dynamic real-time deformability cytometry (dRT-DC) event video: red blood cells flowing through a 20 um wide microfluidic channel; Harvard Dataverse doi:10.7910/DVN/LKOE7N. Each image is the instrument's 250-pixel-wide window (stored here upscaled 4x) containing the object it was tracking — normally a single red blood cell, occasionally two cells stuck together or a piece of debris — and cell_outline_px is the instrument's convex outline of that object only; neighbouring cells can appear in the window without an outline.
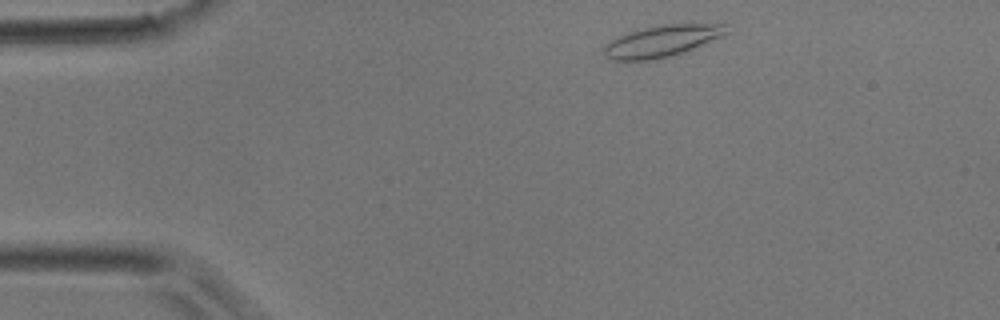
{"species": "common noctule bat (a hibernating species)", "species_latin": "Nyctalus noctula", "temperature_condition": "room temperature", "stored_images_in_passage": 4, "camera_frame_rate_fps": 3000, "um_per_image_px": 0.085, "animal": {"sex": "male", "body_mass_g": 17.9}, "frame": {"image": 1, "passage_image": 1, "time_ms": 0.0, "image_size_px": [1000, 320], "cell_outline_px": [[732, 32], [724, 36], [692, 48], [668, 56], [652, 60], [612, 60], [604, 56], [604, 48], [612, 40], [628, 32], [644, 28], [664, 24], [728, 24]], "centroid_in_image_um": [56.33, 3.47], "position_along_channel_um": 28.7, "area_um2": 22.25}}
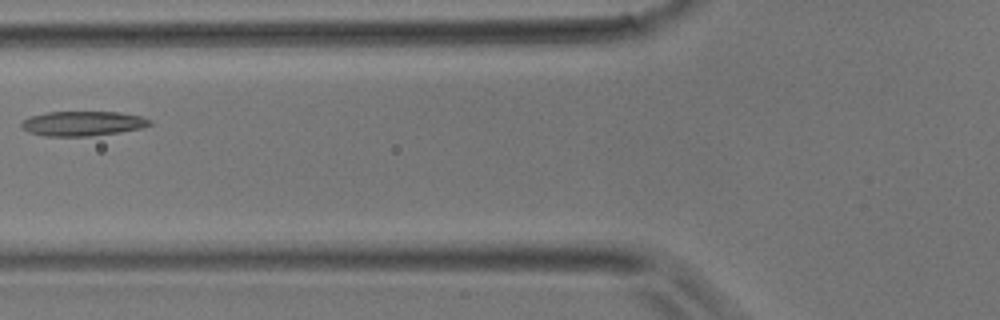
{"frame": {"image": 2, "passage_image": 4, "time_ms": 1.0, "image_size_px": [1000, 320], "cell_outline_px": [[152, 124], [140, 128], [120, 132], [88, 136], [44, 136], [28, 132], [20, 124], [28, 116], [48, 112], [120, 112], [140, 116], [152, 120]], "centroid_in_image_um": [7.02, 10.49], "position_along_channel_um": 118.8, "area_um2": 18.44}}